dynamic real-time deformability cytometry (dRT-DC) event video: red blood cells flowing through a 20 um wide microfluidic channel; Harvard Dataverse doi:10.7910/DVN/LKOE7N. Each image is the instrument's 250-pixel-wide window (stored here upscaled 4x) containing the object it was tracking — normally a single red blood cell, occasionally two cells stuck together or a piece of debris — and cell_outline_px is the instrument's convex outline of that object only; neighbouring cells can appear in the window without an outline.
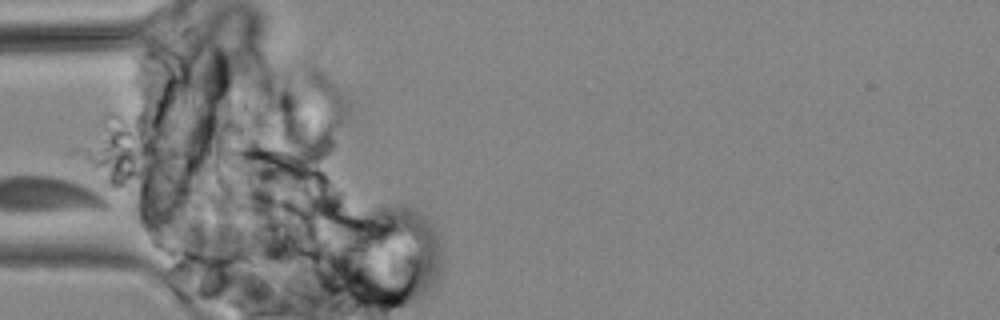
{"species": "common noctule bat (a hibernating species)", "species_latin": "Nyctalus noctula", "temperature_condition": "cold", "stored_images_in_passage": 4, "camera_frame_rate_fps": 3000, "um_per_image_px": 0.085, "animal": {"sex": "male", "body_mass_g": 19.2, "forearm_length_mm": 51.8}, "frame": {"image": 1, "passage_image": 1, "time_ms": 0.0, "image_size_px": [1000, 320], "cell_outline_px": [[276, 296], [268, 304], [256, 304], [240, 300], [184, 272], [164, 256], [164, 248], [168, 244], [176, 240], [244, 256], [276, 288]], "centroid_in_image_um": [18.88, 23.08], "position_along_channel_um": 66.1, "area_um2": 26.65}}